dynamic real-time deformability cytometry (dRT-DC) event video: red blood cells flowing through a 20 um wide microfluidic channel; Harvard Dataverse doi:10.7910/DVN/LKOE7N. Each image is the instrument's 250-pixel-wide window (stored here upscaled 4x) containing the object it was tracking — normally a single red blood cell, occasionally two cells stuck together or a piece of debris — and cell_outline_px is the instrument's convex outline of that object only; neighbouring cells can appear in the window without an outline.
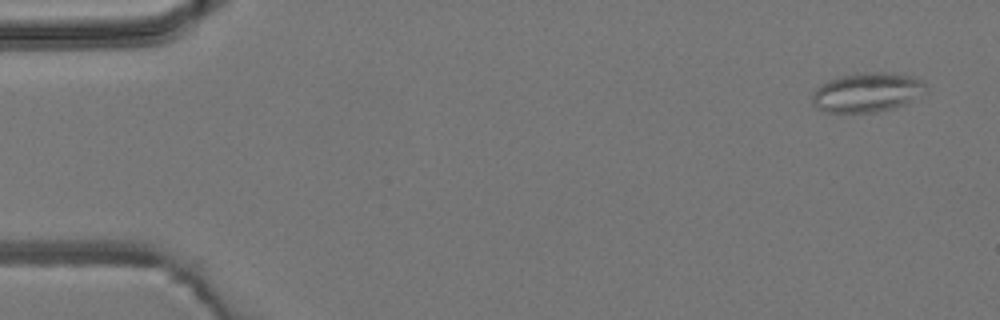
{"species": "common noctule bat (a hibernating species)", "species_latin": "Nyctalus noctula", "temperature_condition": "room temperature", "stored_images_in_passage": 3, "camera_frame_rate_fps": 3000, "um_per_image_px": 0.085, "animal": {"sex": "male", "body_mass_g": 19.2, "forearm_length_mm": 51.8}, "frame": {"image": 1, "passage_image": 1, "time_ms": 0.0, "image_size_px": [1000, 320], "cell_outline_px": [[928, 92], [924, 96], [904, 104], [892, 108], [876, 112], [824, 112], [816, 108], [812, 104], [812, 92], [820, 84], [828, 80], [840, 76], [856, 72], [884, 72], [912, 76], [924, 80]], "centroid_in_image_um": [73.73, 7.84], "position_along_channel_um": 11.3, "area_um2": 26.65}}